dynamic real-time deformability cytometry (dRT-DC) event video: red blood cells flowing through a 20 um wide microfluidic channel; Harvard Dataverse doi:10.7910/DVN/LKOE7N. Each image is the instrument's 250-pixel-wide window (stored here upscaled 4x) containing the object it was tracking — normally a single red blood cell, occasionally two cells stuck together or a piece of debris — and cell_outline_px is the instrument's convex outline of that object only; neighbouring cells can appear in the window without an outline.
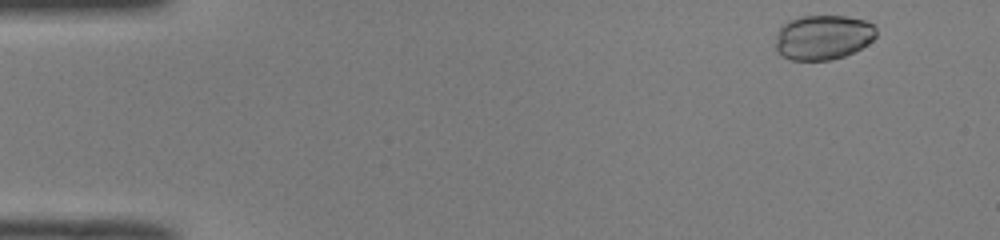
{"species": "common noctule bat (a hibernating species)", "species_latin": "Nyctalus noctula", "temperature_condition": "room temperature", "stored_images_in_passage": 49, "camera_frame_rate_fps": 3000, "um_per_image_px": 0.085, "animal": {"sex": "male", "body_mass_g": 19.0, "forearm_length_mm": 50.8}, "frame": {"image": 1, "passage_image": 2, "time_ms": 0.333, "image_size_px": [1000, 240], "cell_outline_px": [[876, 36], [872, 40], [860, 48], [844, 56], [828, 60], [792, 60], [780, 56], [776, 52], [776, 36], [780, 28], [788, 20], [800, 16], [848, 16], [864, 20], [872, 24], [876, 28]], "centroid_in_image_um": [69.93, 3.17], "position_along_channel_um": 15.1, "area_um2": 26.3}}
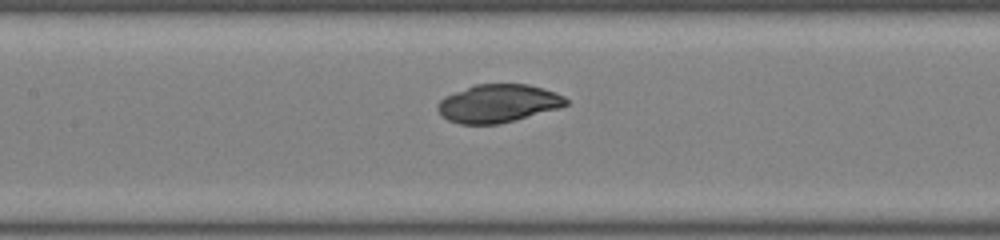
{"frame": {"image": 2, "passage_image": 22, "time_ms": 7.0, "image_size_px": [1000, 240], "cell_outline_px": [[568, 104], [560, 108], [496, 124], [460, 124], [448, 120], [436, 108], [436, 104], [444, 96], [472, 84], [528, 84], [544, 88], [556, 92], [564, 96], [568, 100]], "centroid_in_image_um": [42.33, 8.77], "position_along_channel_um": 165.1, "area_um2": 28.5}}
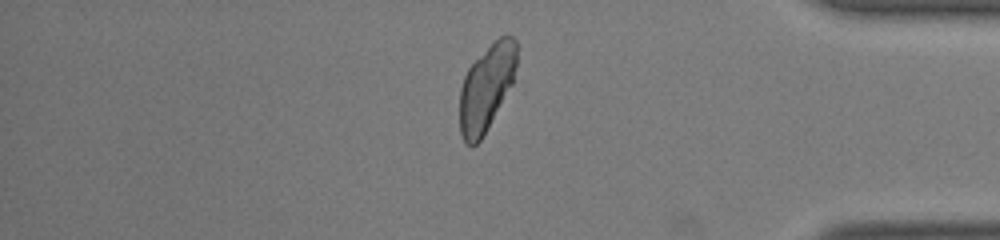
{"frame": {"image": 3, "passage_image": 41, "time_ms": 13.333, "image_size_px": [1000, 240], "cell_outline_px": [[516, 64], [512, 84], [480, 140], [472, 148], [464, 144], [460, 132], [460, 88], [464, 76], [468, 68], [500, 36], [512, 36], [516, 40]], "centroid_in_image_um": [41.32, 7.5], "position_along_channel_um": 393.9, "area_um2": 28.09}}